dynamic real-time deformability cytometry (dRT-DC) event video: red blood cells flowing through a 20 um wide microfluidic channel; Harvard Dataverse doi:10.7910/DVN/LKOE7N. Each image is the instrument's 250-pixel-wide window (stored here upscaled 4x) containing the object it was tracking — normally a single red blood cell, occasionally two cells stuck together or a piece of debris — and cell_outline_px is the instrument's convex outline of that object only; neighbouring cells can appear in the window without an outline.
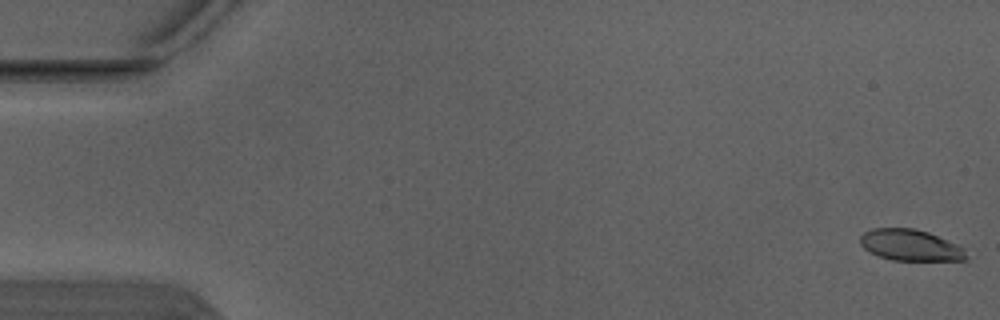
{"species": "Egyptian fruit bat (a non-hibernating species)", "species_latin": "Rousettus aegyptiacus", "temperature_condition": "warm", "stored_images_in_passage": 4, "camera_frame_rate_fps": 3000, "um_per_image_px": 0.085, "animal": {"sex": "male"}, "frame": {"image": 1, "passage_image": 1, "time_ms": 0.0, "image_size_px": [1000, 320], "cell_outline_px": [[968, 256], [964, 260], [892, 260], [868, 252], [860, 244], [860, 236], [864, 232], [872, 228], [916, 228], [928, 232], [956, 244], [964, 248]], "centroid_in_image_um": [77.36, 20.83], "position_along_channel_um": 7.6, "area_um2": 19.31}}
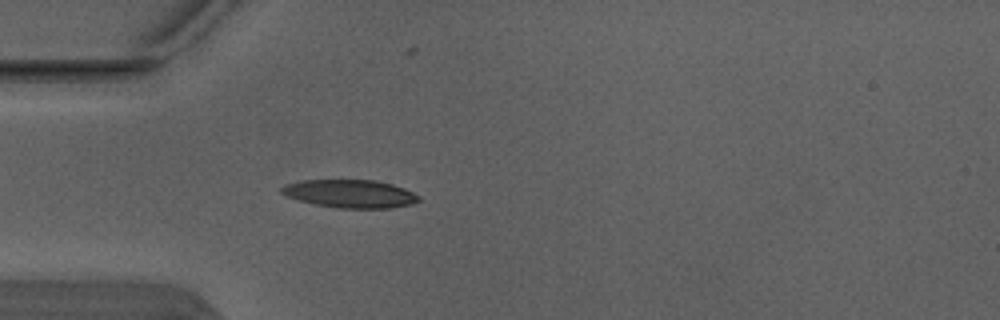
{"frame": {"image": 2, "passage_image": 4, "time_ms": 1.0, "image_size_px": [1000, 320], "cell_outline_px": [[420, 200], [412, 204], [388, 208], [336, 208], [296, 200], [280, 192], [280, 188], [284, 184], [300, 180], [376, 180], [392, 184], [404, 188], [420, 196]], "centroid_in_image_um": [29.74, 16.46], "position_along_channel_um": 55.3, "area_um2": 22.54}}